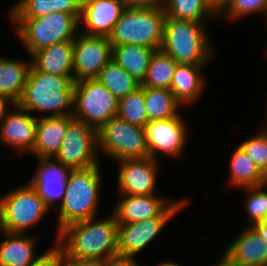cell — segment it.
<instances>
[{
	"mask_svg": "<svg viewBox=\"0 0 267 266\" xmlns=\"http://www.w3.org/2000/svg\"><path fill=\"white\" fill-rule=\"evenodd\" d=\"M89 218L63 228L56 244L65 259H101L117 256L118 222L115 215ZM99 219V220H98Z\"/></svg>",
	"mask_w": 267,
	"mask_h": 266,
	"instance_id": "6da1fadb",
	"label": "cell"
},
{
	"mask_svg": "<svg viewBox=\"0 0 267 266\" xmlns=\"http://www.w3.org/2000/svg\"><path fill=\"white\" fill-rule=\"evenodd\" d=\"M74 88L75 82L67 76L43 73L32 65L17 104L32 115L33 112L45 113L40 117L72 115Z\"/></svg>",
	"mask_w": 267,
	"mask_h": 266,
	"instance_id": "7a4b0ae2",
	"label": "cell"
},
{
	"mask_svg": "<svg viewBox=\"0 0 267 266\" xmlns=\"http://www.w3.org/2000/svg\"><path fill=\"white\" fill-rule=\"evenodd\" d=\"M99 165L75 169L69 174L64 199L55 212L57 215L56 240L59 232L74 223L98 216L101 193Z\"/></svg>",
	"mask_w": 267,
	"mask_h": 266,
	"instance_id": "3957f363",
	"label": "cell"
},
{
	"mask_svg": "<svg viewBox=\"0 0 267 266\" xmlns=\"http://www.w3.org/2000/svg\"><path fill=\"white\" fill-rule=\"evenodd\" d=\"M205 24L166 17L161 50L178 64L208 65L214 57Z\"/></svg>",
	"mask_w": 267,
	"mask_h": 266,
	"instance_id": "277c9868",
	"label": "cell"
},
{
	"mask_svg": "<svg viewBox=\"0 0 267 266\" xmlns=\"http://www.w3.org/2000/svg\"><path fill=\"white\" fill-rule=\"evenodd\" d=\"M166 13L163 6H127L108 40L112 47L122 44L160 49Z\"/></svg>",
	"mask_w": 267,
	"mask_h": 266,
	"instance_id": "5b68a950",
	"label": "cell"
},
{
	"mask_svg": "<svg viewBox=\"0 0 267 266\" xmlns=\"http://www.w3.org/2000/svg\"><path fill=\"white\" fill-rule=\"evenodd\" d=\"M8 13L15 34L30 56L50 45L74 41L79 32V20L73 14L54 12L38 18H12L10 10Z\"/></svg>",
	"mask_w": 267,
	"mask_h": 266,
	"instance_id": "8992f818",
	"label": "cell"
},
{
	"mask_svg": "<svg viewBox=\"0 0 267 266\" xmlns=\"http://www.w3.org/2000/svg\"><path fill=\"white\" fill-rule=\"evenodd\" d=\"M49 209L29 182L0 196V230L27 233L46 216Z\"/></svg>",
	"mask_w": 267,
	"mask_h": 266,
	"instance_id": "52a82bcc",
	"label": "cell"
},
{
	"mask_svg": "<svg viewBox=\"0 0 267 266\" xmlns=\"http://www.w3.org/2000/svg\"><path fill=\"white\" fill-rule=\"evenodd\" d=\"M98 152L117 161L149 157L143 127L130 124L118 116L97 131Z\"/></svg>",
	"mask_w": 267,
	"mask_h": 266,
	"instance_id": "ba28073f",
	"label": "cell"
},
{
	"mask_svg": "<svg viewBox=\"0 0 267 266\" xmlns=\"http://www.w3.org/2000/svg\"><path fill=\"white\" fill-rule=\"evenodd\" d=\"M119 99L94 79L75 82L72 116L99 130L118 115Z\"/></svg>",
	"mask_w": 267,
	"mask_h": 266,
	"instance_id": "9c48e42d",
	"label": "cell"
},
{
	"mask_svg": "<svg viewBox=\"0 0 267 266\" xmlns=\"http://www.w3.org/2000/svg\"><path fill=\"white\" fill-rule=\"evenodd\" d=\"M188 199H175L159 216L135 223H118L117 251L119 256L136 257L161 233L170 219L189 204Z\"/></svg>",
	"mask_w": 267,
	"mask_h": 266,
	"instance_id": "30bf717a",
	"label": "cell"
},
{
	"mask_svg": "<svg viewBox=\"0 0 267 266\" xmlns=\"http://www.w3.org/2000/svg\"><path fill=\"white\" fill-rule=\"evenodd\" d=\"M98 155L97 130L73 117L55 158L75 170L100 165Z\"/></svg>",
	"mask_w": 267,
	"mask_h": 266,
	"instance_id": "8fae6325",
	"label": "cell"
},
{
	"mask_svg": "<svg viewBox=\"0 0 267 266\" xmlns=\"http://www.w3.org/2000/svg\"><path fill=\"white\" fill-rule=\"evenodd\" d=\"M181 114L172 118L148 122L144 126L149 157L158 160V154L181 157L187 143V123Z\"/></svg>",
	"mask_w": 267,
	"mask_h": 266,
	"instance_id": "7c38bea8",
	"label": "cell"
},
{
	"mask_svg": "<svg viewBox=\"0 0 267 266\" xmlns=\"http://www.w3.org/2000/svg\"><path fill=\"white\" fill-rule=\"evenodd\" d=\"M74 82L94 79L112 59V46L105 36H91L79 31L73 41Z\"/></svg>",
	"mask_w": 267,
	"mask_h": 266,
	"instance_id": "4fadbf2b",
	"label": "cell"
},
{
	"mask_svg": "<svg viewBox=\"0 0 267 266\" xmlns=\"http://www.w3.org/2000/svg\"><path fill=\"white\" fill-rule=\"evenodd\" d=\"M118 194L120 195H151L156 194L157 176L160 168L158 160L151 157L141 159H125L117 161Z\"/></svg>",
	"mask_w": 267,
	"mask_h": 266,
	"instance_id": "5bb4252c",
	"label": "cell"
},
{
	"mask_svg": "<svg viewBox=\"0 0 267 266\" xmlns=\"http://www.w3.org/2000/svg\"><path fill=\"white\" fill-rule=\"evenodd\" d=\"M10 108L0 120V142L13 147L20 157L33 150L38 116L18 104H12Z\"/></svg>",
	"mask_w": 267,
	"mask_h": 266,
	"instance_id": "9a60e30c",
	"label": "cell"
},
{
	"mask_svg": "<svg viewBox=\"0 0 267 266\" xmlns=\"http://www.w3.org/2000/svg\"><path fill=\"white\" fill-rule=\"evenodd\" d=\"M30 185L36 190L48 209L56 210L63 202L67 180L72 169L54 158H39ZM58 200L57 206H55Z\"/></svg>",
	"mask_w": 267,
	"mask_h": 266,
	"instance_id": "2e32d148",
	"label": "cell"
},
{
	"mask_svg": "<svg viewBox=\"0 0 267 266\" xmlns=\"http://www.w3.org/2000/svg\"><path fill=\"white\" fill-rule=\"evenodd\" d=\"M126 7L124 0H82L79 24L84 27L81 33L108 37Z\"/></svg>",
	"mask_w": 267,
	"mask_h": 266,
	"instance_id": "e0dca14e",
	"label": "cell"
},
{
	"mask_svg": "<svg viewBox=\"0 0 267 266\" xmlns=\"http://www.w3.org/2000/svg\"><path fill=\"white\" fill-rule=\"evenodd\" d=\"M112 210L118 223H135L159 216L174 200L151 195H120Z\"/></svg>",
	"mask_w": 267,
	"mask_h": 266,
	"instance_id": "ac0fdd59",
	"label": "cell"
},
{
	"mask_svg": "<svg viewBox=\"0 0 267 266\" xmlns=\"http://www.w3.org/2000/svg\"><path fill=\"white\" fill-rule=\"evenodd\" d=\"M223 254L238 266H267V243L253 226H244Z\"/></svg>",
	"mask_w": 267,
	"mask_h": 266,
	"instance_id": "d6986e66",
	"label": "cell"
},
{
	"mask_svg": "<svg viewBox=\"0 0 267 266\" xmlns=\"http://www.w3.org/2000/svg\"><path fill=\"white\" fill-rule=\"evenodd\" d=\"M72 118V115L56 117L38 116L35 144L30 153L36 159L54 158L61 148L68 123Z\"/></svg>",
	"mask_w": 267,
	"mask_h": 266,
	"instance_id": "ffe728a7",
	"label": "cell"
},
{
	"mask_svg": "<svg viewBox=\"0 0 267 266\" xmlns=\"http://www.w3.org/2000/svg\"><path fill=\"white\" fill-rule=\"evenodd\" d=\"M73 58V41H67L40 49L31 56V62L38 71L74 81Z\"/></svg>",
	"mask_w": 267,
	"mask_h": 266,
	"instance_id": "44dd1931",
	"label": "cell"
},
{
	"mask_svg": "<svg viewBox=\"0 0 267 266\" xmlns=\"http://www.w3.org/2000/svg\"><path fill=\"white\" fill-rule=\"evenodd\" d=\"M1 233L6 236L0 241V266H30L40 256L35 253L39 239L35 234L30 236L0 230Z\"/></svg>",
	"mask_w": 267,
	"mask_h": 266,
	"instance_id": "7402d4cb",
	"label": "cell"
},
{
	"mask_svg": "<svg viewBox=\"0 0 267 266\" xmlns=\"http://www.w3.org/2000/svg\"><path fill=\"white\" fill-rule=\"evenodd\" d=\"M207 65L178 64L170 90L182 105H191L203 92L205 80L202 70Z\"/></svg>",
	"mask_w": 267,
	"mask_h": 266,
	"instance_id": "603a6c76",
	"label": "cell"
},
{
	"mask_svg": "<svg viewBox=\"0 0 267 266\" xmlns=\"http://www.w3.org/2000/svg\"><path fill=\"white\" fill-rule=\"evenodd\" d=\"M31 66V59L28 62L0 56V95L12 104L21 99Z\"/></svg>",
	"mask_w": 267,
	"mask_h": 266,
	"instance_id": "cb8c5ba5",
	"label": "cell"
},
{
	"mask_svg": "<svg viewBox=\"0 0 267 266\" xmlns=\"http://www.w3.org/2000/svg\"><path fill=\"white\" fill-rule=\"evenodd\" d=\"M82 0H19L12 6V18H38L54 12L73 14L78 20L81 16Z\"/></svg>",
	"mask_w": 267,
	"mask_h": 266,
	"instance_id": "d4e9b609",
	"label": "cell"
},
{
	"mask_svg": "<svg viewBox=\"0 0 267 266\" xmlns=\"http://www.w3.org/2000/svg\"><path fill=\"white\" fill-rule=\"evenodd\" d=\"M155 50L150 47L132 44L117 45L112 47V60L141 84L146 77Z\"/></svg>",
	"mask_w": 267,
	"mask_h": 266,
	"instance_id": "484cf974",
	"label": "cell"
},
{
	"mask_svg": "<svg viewBox=\"0 0 267 266\" xmlns=\"http://www.w3.org/2000/svg\"><path fill=\"white\" fill-rule=\"evenodd\" d=\"M230 173L227 185L234 188L260 186L267 183V177L260 171L239 145L230 158Z\"/></svg>",
	"mask_w": 267,
	"mask_h": 266,
	"instance_id": "4316f807",
	"label": "cell"
},
{
	"mask_svg": "<svg viewBox=\"0 0 267 266\" xmlns=\"http://www.w3.org/2000/svg\"><path fill=\"white\" fill-rule=\"evenodd\" d=\"M162 6L166 17L177 20L206 24L205 21L218 18L208 0H164Z\"/></svg>",
	"mask_w": 267,
	"mask_h": 266,
	"instance_id": "83f0119b",
	"label": "cell"
},
{
	"mask_svg": "<svg viewBox=\"0 0 267 266\" xmlns=\"http://www.w3.org/2000/svg\"><path fill=\"white\" fill-rule=\"evenodd\" d=\"M148 122L172 118L180 114L182 106L170 89L144 87Z\"/></svg>",
	"mask_w": 267,
	"mask_h": 266,
	"instance_id": "f1b7e54d",
	"label": "cell"
},
{
	"mask_svg": "<svg viewBox=\"0 0 267 266\" xmlns=\"http://www.w3.org/2000/svg\"><path fill=\"white\" fill-rule=\"evenodd\" d=\"M178 62L161 49L151 57L147 74L140 84L143 87L170 89Z\"/></svg>",
	"mask_w": 267,
	"mask_h": 266,
	"instance_id": "f546056e",
	"label": "cell"
},
{
	"mask_svg": "<svg viewBox=\"0 0 267 266\" xmlns=\"http://www.w3.org/2000/svg\"><path fill=\"white\" fill-rule=\"evenodd\" d=\"M95 79L118 99L126 97L140 87V83L112 59Z\"/></svg>",
	"mask_w": 267,
	"mask_h": 266,
	"instance_id": "4dcf8cb0",
	"label": "cell"
},
{
	"mask_svg": "<svg viewBox=\"0 0 267 266\" xmlns=\"http://www.w3.org/2000/svg\"><path fill=\"white\" fill-rule=\"evenodd\" d=\"M117 116L130 124L143 128L148 124L143 86L140 85L134 92L119 99Z\"/></svg>",
	"mask_w": 267,
	"mask_h": 266,
	"instance_id": "1f68e13d",
	"label": "cell"
},
{
	"mask_svg": "<svg viewBox=\"0 0 267 266\" xmlns=\"http://www.w3.org/2000/svg\"><path fill=\"white\" fill-rule=\"evenodd\" d=\"M267 183L260 186L243 187L245 190V209L247 211V224L245 226H254L258 222L267 220Z\"/></svg>",
	"mask_w": 267,
	"mask_h": 266,
	"instance_id": "d6a6232c",
	"label": "cell"
},
{
	"mask_svg": "<svg viewBox=\"0 0 267 266\" xmlns=\"http://www.w3.org/2000/svg\"><path fill=\"white\" fill-rule=\"evenodd\" d=\"M266 14L267 0H231L229 4L218 14V19L225 17L234 21L249 15Z\"/></svg>",
	"mask_w": 267,
	"mask_h": 266,
	"instance_id": "836d02e7",
	"label": "cell"
},
{
	"mask_svg": "<svg viewBox=\"0 0 267 266\" xmlns=\"http://www.w3.org/2000/svg\"><path fill=\"white\" fill-rule=\"evenodd\" d=\"M240 146L267 177V131L257 132L240 143Z\"/></svg>",
	"mask_w": 267,
	"mask_h": 266,
	"instance_id": "e575fe53",
	"label": "cell"
},
{
	"mask_svg": "<svg viewBox=\"0 0 267 266\" xmlns=\"http://www.w3.org/2000/svg\"><path fill=\"white\" fill-rule=\"evenodd\" d=\"M30 266H65V256L62 249L56 244L53 248L40 254Z\"/></svg>",
	"mask_w": 267,
	"mask_h": 266,
	"instance_id": "d590c367",
	"label": "cell"
},
{
	"mask_svg": "<svg viewBox=\"0 0 267 266\" xmlns=\"http://www.w3.org/2000/svg\"><path fill=\"white\" fill-rule=\"evenodd\" d=\"M106 266H140L136 258L134 257H123V256H112L106 260Z\"/></svg>",
	"mask_w": 267,
	"mask_h": 266,
	"instance_id": "8d00e7d4",
	"label": "cell"
},
{
	"mask_svg": "<svg viewBox=\"0 0 267 266\" xmlns=\"http://www.w3.org/2000/svg\"><path fill=\"white\" fill-rule=\"evenodd\" d=\"M65 266H106L101 259H65Z\"/></svg>",
	"mask_w": 267,
	"mask_h": 266,
	"instance_id": "74e56055",
	"label": "cell"
},
{
	"mask_svg": "<svg viewBox=\"0 0 267 266\" xmlns=\"http://www.w3.org/2000/svg\"><path fill=\"white\" fill-rule=\"evenodd\" d=\"M127 6H162L164 0H124Z\"/></svg>",
	"mask_w": 267,
	"mask_h": 266,
	"instance_id": "f35d334b",
	"label": "cell"
},
{
	"mask_svg": "<svg viewBox=\"0 0 267 266\" xmlns=\"http://www.w3.org/2000/svg\"><path fill=\"white\" fill-rule=\"evenodd\" d=\"M231 0H208L210 6L214 11L219 14L230 2Z\"/></svg>",
	"mask_w": 267,
	"mask_h": 266,
	"instance_id": "ab89813d",
	"label": "cell"
},
{
	"mask_svg": "<svg viewBox=\"0 0 267 266\" xmlns=\"http://www.w3.org/2000/svg\"><path fill=\"white\" fill-rule=\"evenodd\" d=\"M253 227L260 234L263 241L267 243V220H264L262 222H258Z\"/></svg>",
	"mask_w": 267,
	"mask_h": 266,
	"instance_id": "60d3db41",
	"label": "cell"
},
{
	"mask_svg": "<svg viewBox=\"0 0 267 266\" xmlns=\"http://www.w3.org/2000/svg\"><path fill=\"white\" fill-rule=\"evenodd\" d=\"M11 105L12 103L10 101H8L5 97L0 95V120L3 118L5 112Z\"/></svg>",
	"mask_w": 267,
	"mask_h": 266,
	"instance_id": "b9f144b4",
	"label": "cell"
},
{
	"mask_svg": "<svg viewBox=\"0 0 267 266\" xmlns=\"http://www.w3.org/2000/svg\"><path fill=\"white\" fill-rule=\"evenodd\" d=\"M211 266H238L233 261H231L225 254L219 259L217 263Z\"/></svg>",
	"mask_w": 267,
	"mask_h": 266,
	"instance_id": "7bdbcfd3",
	"label": "cell"
},
{
	"mask_svg": "<svg viewBox=\"0 0 267 266\" xmlns=\"http://www.w3.org/2000/svg\"><path fill=\"white\" fill-rule=\"evenodd\" d=\"M157 266H181V265H179L178 263H175V262H168V261H162V262H160V264L158 263V265Z\"/></svg>",
	"mask_w": 267,
	"mask_h": 266,
	"instance_id": "ee69618b",
	"label": "cell"
},
{
	"mask_svg": "<svg viewBox=\"0 0 267 266\" xmlns=\"http://www.w3.org/2000/svg\"><path fill=\"white\" fill-rule=\"evenodd\" d=\"M267 112V111H266ZM267 114V113H266ZM267 116V115H266ZM266 119H267V117H266ZM266 126H265V129H263V130H265V131H267V120H266Z\"/></svg>",
	"mask_w": 267,
	"mask_h": 266,
	"instance_id": "f6af8a7d",
	"label": "cell"
}]
</instances>
